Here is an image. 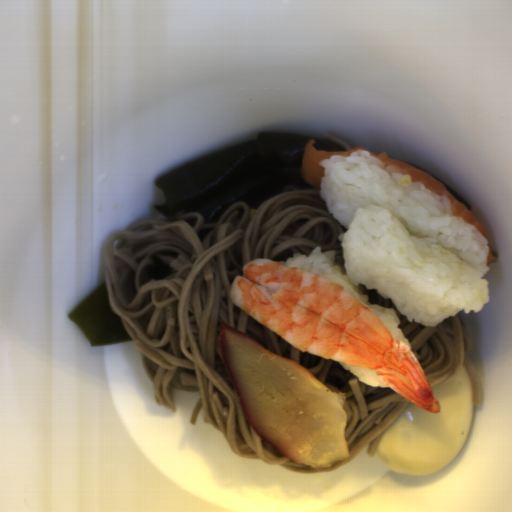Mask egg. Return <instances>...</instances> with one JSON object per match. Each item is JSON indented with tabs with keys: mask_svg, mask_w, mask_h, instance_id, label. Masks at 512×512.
Segmentation results:
<instances>
[{
	"mask_svg": "<svg viewBox=\"0 0 512 512\" xmlns=\"http://www.w3.org/2000/svg\"><path fill=\"white\" fill-rule=\"evenodd\" d=\"M431 390L439 413L410 401L378 439L373 455L398 474H431L466 444L474 409L468 368L463 363L453 379Z\"/></svg>",
	"mask_w": 512,
	"mask_h": 512,
	"instance_id": "d2b9013d",
	"label": "egg"
}]
</instances>
